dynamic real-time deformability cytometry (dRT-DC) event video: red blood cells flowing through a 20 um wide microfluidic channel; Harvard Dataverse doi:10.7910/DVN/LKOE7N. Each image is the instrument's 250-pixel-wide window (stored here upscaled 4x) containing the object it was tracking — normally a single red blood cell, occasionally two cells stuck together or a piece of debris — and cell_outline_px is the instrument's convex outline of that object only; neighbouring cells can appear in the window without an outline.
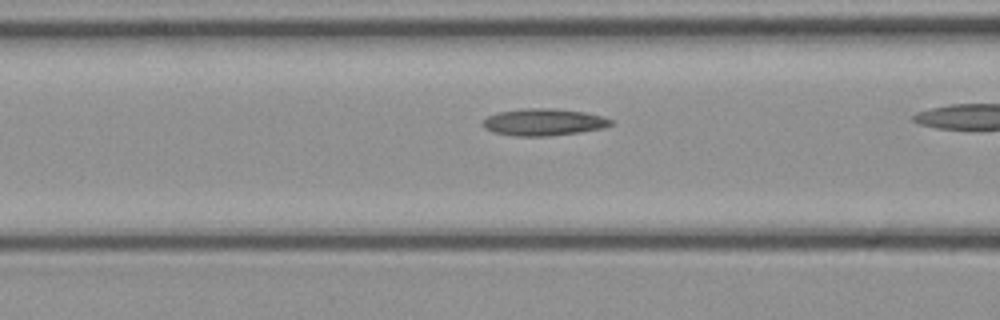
{"species": "common noctule bat (a hibernating species)", "species_latin": "Nyctalus noctula", "temperature_condition": "cold", "stored_images_in_passage": 31, "camera_frame_rate_fps": 3000, "um_per_image_px": 0.085, "animal": {"sex": "female", "body_mass_g": 21.9}, "frame": {"image": 1, "passage_image": 14, "time_ms": 4.333, "image_size_px": [1000, 320], "cell_outline_px": [[612, 124], [604, 128], [580, 132], [548, 136], [512, 136], [492, 132], [484, 128], [484, 120], [488, 116], [500, 112], [524, 108], [552, 108], [584, 112], [604, 116], [612, 120]], "centroid_in_image_um": [46.23, 10.38], "position_along_channel_um": 120.4, "area_um2": 20.11}}
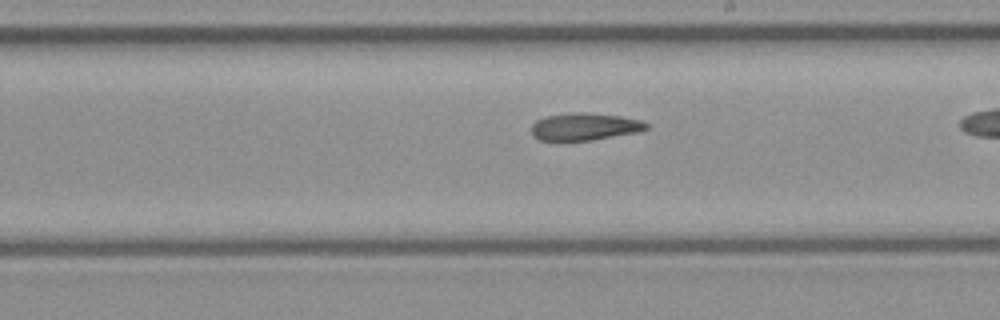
{"frame": {"image": 2, "passage_image": 22, "time_ms": 7.0, "image_size_px": [1000, 320], "cell_outline_px": [[648, 128], [636, 132], [592, 140], [540, 140], [532, 136], [532, 124], [536, 120], [544, 116], [580, 112], [592, 112], [620, 116], [640, 120], [648, 124]], "centroid_in_image_um": [49.67, 10.75], "position_along_channel_um": 239.3, "area_um2": 18.21}}